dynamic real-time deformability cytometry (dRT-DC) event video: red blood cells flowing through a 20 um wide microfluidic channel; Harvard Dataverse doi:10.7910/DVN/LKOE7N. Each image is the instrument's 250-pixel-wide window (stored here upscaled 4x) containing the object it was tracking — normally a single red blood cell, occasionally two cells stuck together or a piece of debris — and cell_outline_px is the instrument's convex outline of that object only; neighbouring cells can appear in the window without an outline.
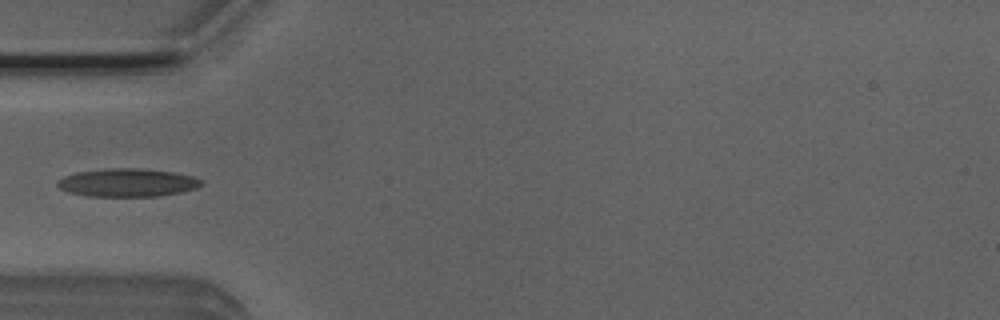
{"species": "Egyptian fruit bat (a non-hibernating species)", "species_latin": "Rousettus aegyptiacus", "temperature_condition": "room temperature", "stored_images_in_passage": 36, "camera_frame_rate_fps": 3000, "um_per_image_px": 0.085, "animal": {"sex": "male"}, "frame": {"image": 1, "passage_image": 1, "time_ms": 0.0, "image_size_px": [1000, 320], "cell_outline_px": [[204, 184], [196, 188], [180, 192], [160, 196], [88, 196], [68, 192], [60, 188], [56, 184], [56, 180], [64, 176], [76, 172], [108, 168], [140, 168], [172, 172], [196, 176], [204, 180]], "centroid_in_image_um": [10.86, 15.52], "position_along_channel_um": 74.1, "area_um2": 23.81}}
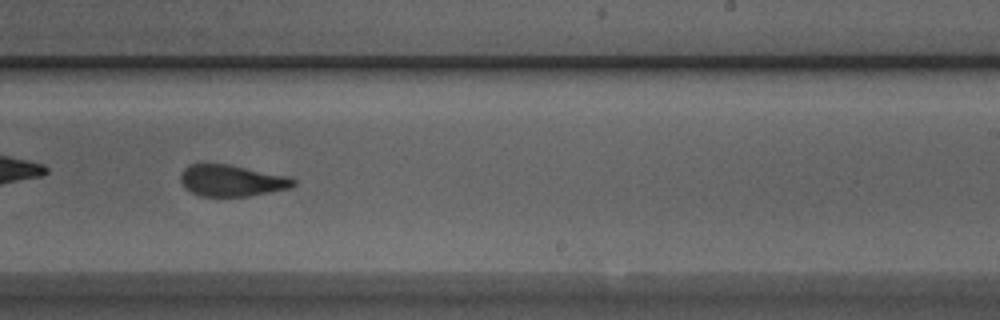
{"frame": {"image": 2, "passage_image": 16, "time_ms": 5.0, "image_size_px": [1000, 320], "cell_outline_px": [[296, 184], [292, 188], [248, 196], [200, 196], [184, 188], [180, 180], [180, 176], [184, 168], [188, 164], [228, 164], [292, 176], [296, 180]], "centroid_in_image_um": [19.74, 15.34], "position_along_channel_um": 269.3, "area_um2": 20.98}}
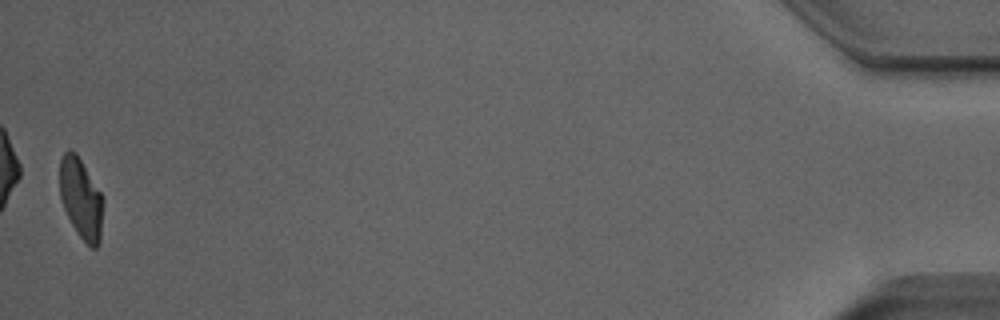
{"frame": {"image": 3, "passage_image": 36, "time_ms": 11.667, "image_size_px": [1000, 320], "cell_outline_px": [[104, 200], [100, 244], [96, 248], [92, 248], [76, 232], [64, 208], [60, 196], [60, 160], [64, 152], [76, 152], [100, 192]], "centroid_in_image_um": [6.9, 16.91], "position_along_channel_um": 428.3, "area_um2": 20.17}}